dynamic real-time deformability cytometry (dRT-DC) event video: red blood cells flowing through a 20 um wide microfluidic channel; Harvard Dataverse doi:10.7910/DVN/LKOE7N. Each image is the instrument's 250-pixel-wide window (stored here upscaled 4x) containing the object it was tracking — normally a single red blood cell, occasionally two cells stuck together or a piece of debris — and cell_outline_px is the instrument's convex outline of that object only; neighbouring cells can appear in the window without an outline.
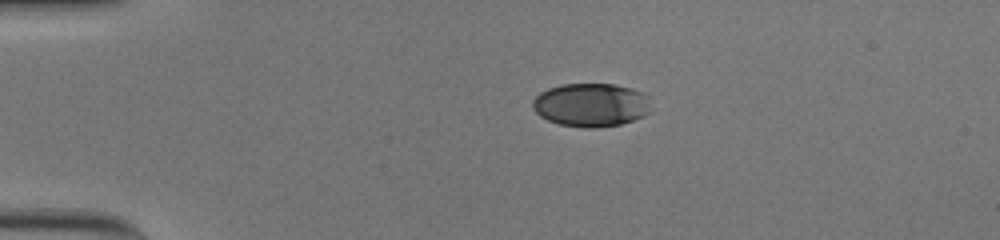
{"species": "human", "species_latin": "Homo sapiens", "temperature_condition": "cold", "stored_images_in_passage": 45, "camera_frame_rate_fps": 3000, "um_per_image_px": 0.085, "donor": {"sex": "male"}, "frame": {"image": 1, "passage_image": 1, "time_ms": 0.0, "image_size_px": [1000, 240], "cell_outline_px": [[636, 116], [628, 120], [616, 124], [564, 124], [552, 120], [544, 116], [536, 108], [536, 96], [552, 88], [568, 84], [608, 84], [624, 88], [632, 92]], "centroid_in_image_um": [49.89, 8.86], "position_along_channel_um": 35.1, "area_um2": 24.85}}
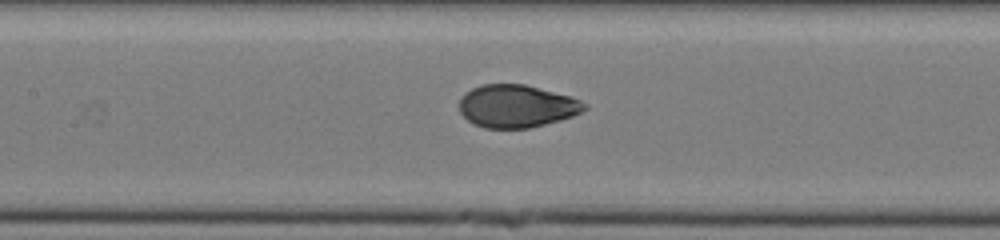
{"frame": {"image": 2, "passage_image": 16, "time_ms": 5.0, "image_size_px": [1000, 240], "cell_outline_px": [[584, 108], [568, 116], [540, 124], [524, 128], [488, 128], [476, 124], [464, 116], [460, 108], [460, 100], [468, 92], [476, 88], [488, 84], [520, 84], [568, 96], [576, 100]], "centroid_in_image_um": [43.81, 9.02], "position_along_channel_um": 163.6, "area_um2": 29.13}}
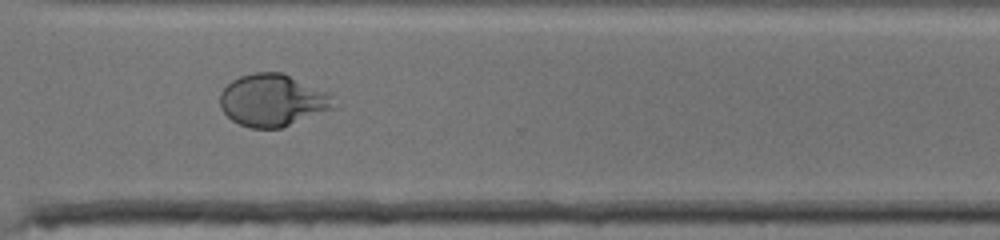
{"frame": {"image": 3, "passage_image": 31, "time_ms": 10.0, "image_size_px": [1000, 240], "cell_outline_px": [[320, 108], [280, 128], [256, 128], [240, 124], [232, 120], [224, 112], [220, 104], [220, 96], [224, 88], [228, 84], [244, 76], [260, 72], [280, 72], [288, 76]], "centroid_in_image_um": [22.58, 8.56], "position_along_channel_um": 348.0, "area_um2": 28.84}, "authors_computed_cell_mechanics": {"area_um2": 28.6688, "velocity_mm_per_s": 3.6918, "shape_relaxation_time_tau1_ms": 10.9771, "shape_relaxation_time_tau2_ms": null, "deformation_change_tau1": 0.3709, "deformation_change_tau2": null}}